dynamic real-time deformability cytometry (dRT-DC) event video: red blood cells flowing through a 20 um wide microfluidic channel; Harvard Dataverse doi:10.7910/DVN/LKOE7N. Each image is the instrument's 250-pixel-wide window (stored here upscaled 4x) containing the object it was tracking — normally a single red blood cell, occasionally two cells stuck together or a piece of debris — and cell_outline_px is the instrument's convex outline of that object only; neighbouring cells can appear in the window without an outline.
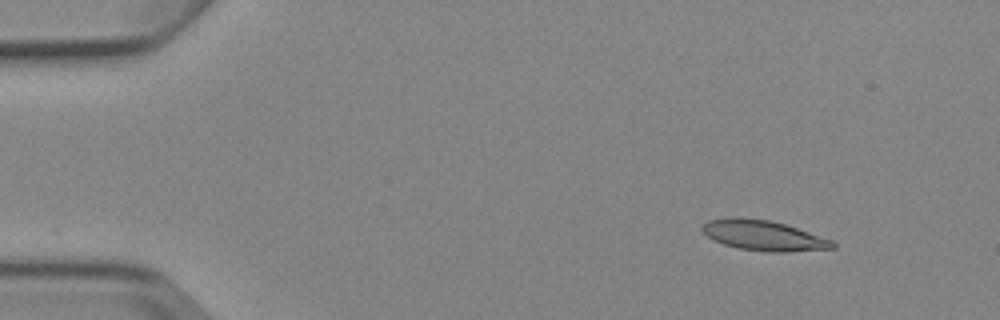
{"species": "Egyptian fruit bat (a non-hibernating species)", "species_latin": "Rousettus aegyptiacus", "temperature_condition": "cold", "stored_images_in_passage": 7, "camera_frame_rate_fps": 3000, "um_per_image_px": 0.085, "animal": {"sex": "female"}, "frame": {"image": 1, "passage_image": 2, "time_ms": 1.0, "image_size_px": [1000, 320], "cell_outline_px": [[836, 248], [784, 252], [768, 252], [736, 248], [712, 240], [700, 228], [708, 220], [728, 216], [736, 216], [768, 220], [784, 224], [832, 240], [836, 244]], "centroid_in_image_um": [64.85, 20.01], "position_along_channel_um": 20.1, "area_um2": 23.0}}
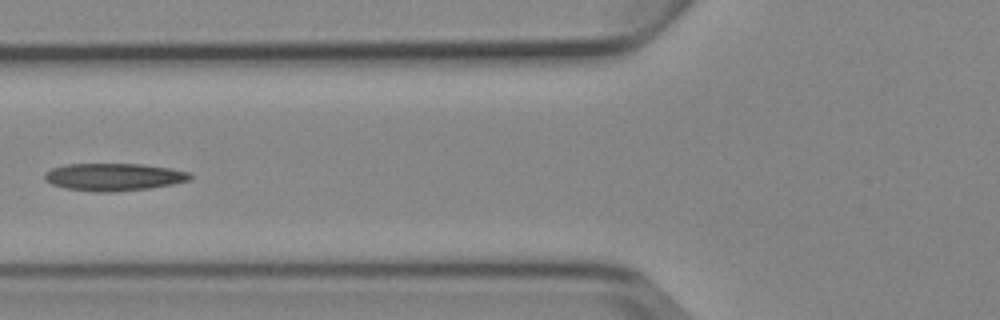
{"frame": {"image": 2, "passage_image": 6, "time_ms": 6.0, "image_size_px": [1000, 320], "cell_outline_px": [[192, 180], [172, 184], [148, 188], [116, 192], [100, 192], [64, 188], [52, 184], [44, 180], [44, 172], [52, 168], [64, 164], [140, 164], [168, 168], [188, 172], [192, 176]], "centroid_in_image_um": [9.63, 15.04], "position_along_channel_um": 116.2, "area_um2": 23.29}}
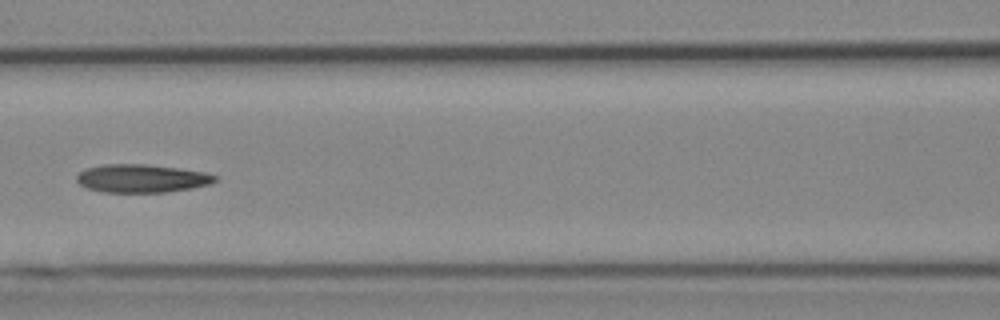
{"frame": {"image": 3, "passage_image": 7, "time_ms": 7.0, "image_size_px": [1000, 320], "cell_outline_px": [[216, 180], [212, 184], [192, 188], [164, 192], [104, 192], [88, 188], [80, 184], [76, 180], [76, 176], [84, 168], [104, 164], [148, 164], [180, 168], [204, 172], [216, 176]], "centroid_in_image_um": [12.04, 15.15], "position_along_channel_um": 154.6, "area_um2": 22.77}}